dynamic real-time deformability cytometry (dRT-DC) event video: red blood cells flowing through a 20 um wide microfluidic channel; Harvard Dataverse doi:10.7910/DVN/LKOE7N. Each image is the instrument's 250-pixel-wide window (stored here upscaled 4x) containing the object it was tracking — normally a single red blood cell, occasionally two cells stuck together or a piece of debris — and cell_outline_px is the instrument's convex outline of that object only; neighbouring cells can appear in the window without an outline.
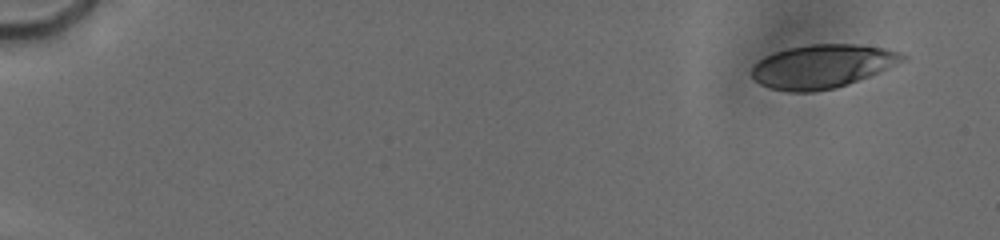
{"species": "human", "species_latin": "Homo sapiens", "temperature_condition": "cold", "stored_images_in_passage": 51, "camera_frame_rate_fps": 3000, "um_per_image_px": 0.085, "donor": {"sex": "male"}, "frame": {"image": 1, "passage_image": 1, "time_ms": 0.0, "image_size_px": [1000, 240], "cell_outline_px": [[908, 56], [904, 60], [868, 76], [848, 84], [836, 88], [812, 92], [788, 92], [772, 88], [760, 84], [752, 76], [752, 68], [760, 60], [776, 52], [788, 48], [812, 44], [852, 44], [880, 48], [900, 52]], "centroid_in_image_um": [69.88, 5.65], "position_along_channel_um": 15.1, "area_um2": 37.57}}
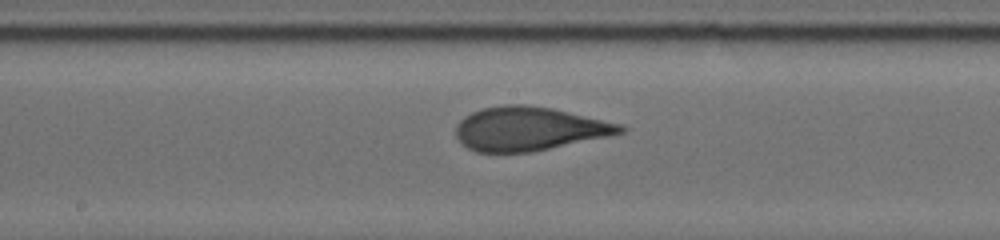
{"frame": {"image": 2, "passage_image": 36, "time_ms": 9.333, "image_size_px": [1000, 240], "cell_outline_px": [[628, 128], [624, 132], [532, 152], [476, 152], [468, 148], [456, 136], [456, 124], [464, 116], [472, 112], [484, 108], [504, 104], [524, 104], [552, 108], [620, 124]], "centroid_in_image_um": [44.93, 10.94], "position_along_channel_um": 203.3, "area_um2": 41.5}}
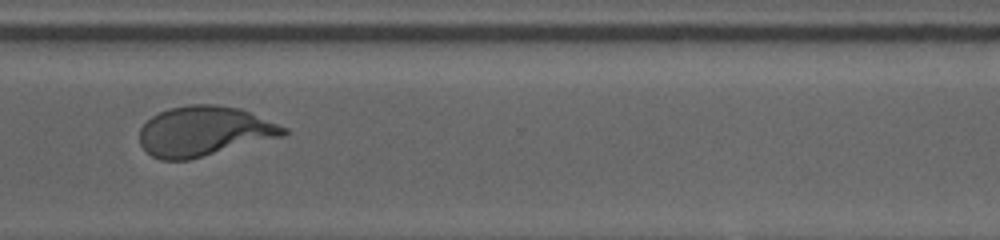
{"frame": {"image": 3, "passage_image": 50, "time_ms": 13.333, "image_size_px": [1000, 240], "cell_outline_px": [[288, 132], [284, 136], [188, 160], [160, 160], [152, 156], [140, 144], [140, 128], [152, 116], [168, 108], [188, 104], [216, 104], [240, 108], [288, 128]], "centroid_in_image_um": [17.36, 11.15], "position_along_channel_um": 353.2, "area_um2": 41.85}}